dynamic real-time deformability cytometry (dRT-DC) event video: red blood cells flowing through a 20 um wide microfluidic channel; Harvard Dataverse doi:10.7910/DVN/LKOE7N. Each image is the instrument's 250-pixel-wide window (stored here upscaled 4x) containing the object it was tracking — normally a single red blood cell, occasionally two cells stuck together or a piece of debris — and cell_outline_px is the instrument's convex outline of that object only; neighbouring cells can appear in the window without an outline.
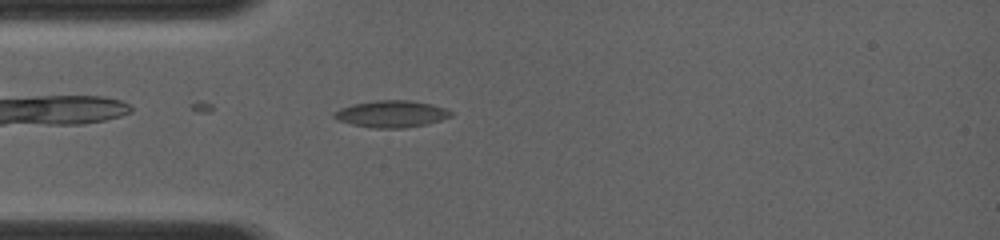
{"species": "common noctule bat (a hibernating species)", "species_latin": "Nyctalus noctula", "temperature_condition": "room temperature", "stored_images_in_passage": 11, "camera_frame_rate_fps": 4000, "um_per_image_px": 0.085, "animal": {"sex": "female", "body_mass_g": 19.0, "forearm_length_mm": 56.7}, "frame": {"image": 1, "passage_image": 10, "time_ms": 3.25, "image_size_px": [1000, 240], "cell_outline_px": [[452, 116], [428, 124], [404, 128], [372, 128], [352, 124], [336, 120], [332, 116], [332, 112], [340, 108], [356, 104], [376, 100], [412, 100], [432, 104], [444, 108], [452, 112]], "centroid_in_image_um": [33.26, 9.69], "position_along_channel_um": 51.7, "area_um2": 18.32}}